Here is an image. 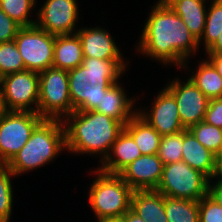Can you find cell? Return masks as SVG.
<instances>
[{
	"mask_svg": "<svg viewBox=\"0 0 222 222\" xmlns=\"http://www.w3.org/2000/svg\"><path fill=\"white\" fill-rule=\"evenodd\" d=\"M218 179L217 183H222V153L215 155V162H214V171L210 178L211 179Z\"/></svg>",
	"mask_w": 222,
	"mask_h": 222,
	"instance_id": "cell-35",
	"label": "cell"
},
{
	"mask_svg": "<svg viewBox=\"0 0 222 222\" xmlns=\"http://www.w3.org/2000/svg\"><path fill=\"white\" fill-rule=\"evenodd\" d=\"M151 111L139 110L137 114L161 136L174 135L185 130L174 95L165 87L152 104Z\"/></svg>",
	"mask_w": 222,
	"mask_h": 222,
	"instance_id": "cell-13",
	"label": "cell"
},
{
	"mask_svg": "<svg viewBox=\"0 0 222 222\" xmlns=\"http://www.w3.org/2000/svg\"><path fill=\"white\" fill-rule=\"evenodd\" d=\"M78 15L76 0H47L38 11L36 25L55 36L75 34Z\"/></svg>",
	"mask_w": 222,
	"mask_h": 222,
	"instance_id": "cell-12",
	"label": "cell"
},
{
	"mask_svg": "<svg viewBox=\"0 0 222 222\" xmlns=\"http://www.w3.org/2000/svg\"><path fill=\"white\" fill-rule=\"evenodd\" d=\"M125 222H145L141 217L134 213L131 209L123 216Z\"/></svg>",
	"mask_w": 222,
	"mask_h": 222,
	"instance_id": "cell-38",
	"label": "cell"
},
{
	"mask_svg": "<svg viewBox=\"0 0 222 222\" xmlns=\"http://www.w3.org/2000/svg\"><path fill=\"white\" fill-rule=\"evenodd\" d=\"M81 41L83 57L104 60H123L112 36L105 29L82 28L76 30Z\"/></svg>",
	"mask_w": 222,
	"mask_h": 222,
	"instance_id": "cell-15",
	"label": "cell"
},
{
	"mask_svg": "<svg viewBox=\"0 0 222 222\" xmlns=\"http://www.w3.org/2000/svg\"><path fill=\"white\" fill-rule=\"evenodd\" d=\"M134 100V98L132 100L126 97L124 89L117 82L103 94L101 104H98L94 111L103 113L125 125L138 112V110H132Z\"/></svg>",
	"mask_w": 222,
	"mask_h": 222,
	"instance_id": "cell-17",
	"label": "cell"
},
{
	"mask_svg": "<svg viewBox=\"0 0 222 222\" xmlns=\"http://www.w3.org/2000/svg\"><path fill=\"white\" fill-rule=\"evenodd\" d=\"M98 222H125L123 217H116V218H107L99 220Z\"/></svg>",
	"mask_w": 222,
	"mask_h": 222,
	"instance_id": "cell-40",
	"label": "cell"
},
{
	"mask_svg": "<svg viewBox=\"0 0 222 222\" xmlns=\"http://www.w3.org/2000/svg\"><path fill=\"white\" fill-rule=\"evenodd\" d=\"M185 82L175 79L165 87L174 95L181 123L188 129L204 120L209 99L190 79Z\"/></svg>",
	"mask_w": 222,
	"mask_h": 222,
	"instance_id": "cell-11",
	"label": "cell"
},
{
	"mask_svg": "<svg viewBox=\"0 0 222 222\" xmlns=\"http://www.w3.org/2000/svg\"><path fill=\"white\" fill-rule=\"evenodd\" d=\"M7 112L5 103H4V96H3V89L0 84V116Z\"/></svg>",
	"mask_w": 222,
	"mask_h": 222,
	"instance_id": "cell-39",
	"label": "cell"
},
{
	"mask_svg": "<svg viewBox=\"0 0 222 222\" xmlns=\"http://www.w3.org/2000/svg\"><path fill=\"white\" fill-rule=\"evenodd\" d=\"M14 41L26 70L40 73L52 67L55 35L33 25L21 27Z\"/></svg>",
	"mask_w": 222,
	"mask_h": 222,
	"instance_id": "cell-9",
	"label": "cell"
},
{
	"mask_svg": "<svg viewBox=\"0 0 222 222\" xmlns=\"http://www.w3.org/2000/svg\"><path fill=\"white\" fill-rule=\"evenodd\" d=\"M205 54H220L222 55V32L215 43L206 51Z\"/></svg>",
	"mask_w": 222,
	"mask_h": 222,
	"instance_id": "cell-37",
	"label": "cell"
},
{
	"mask_svg": "<svg viewBox=\"0 0 222 222\" xmlns=\"http://www.w3.org/2000/svg\"><path fill=\"white\" fill-rule=\"evenodd\" d=\"M82 61V45L77 33L55 36L53 67L69 71L82 65Z\"/></svg>",
	"mask_w": 222,
	"mask_h": 222,
	"instance_id": "cell-21",
	"label": "cell"
},
{
	"mask_svg": "<svg viewBox=\"0 0 222 222\" xmlns=\"http://www.w3.org/2000/svg\"><path fill=\"white\" fill-rule=\"evenodd\" d=\"M211 6L206 13L204 33L198 40V45L202 42L207 51L218 39L222 32V0H212Z\"/></svg>",
	"mask_w": 222,
	"mask_h": 222,
	"instance_id": "cell-25",
	"label": "cell"
},
{
	"mask_svg": "<svg viewBox=\"0 0 222 222\" xmlns=\"http://www.w3.org/2000/svg\"><path fill=\"white\" fill-rule=\"evenodd\" d=\"M124 60L83 57L82 65L68 71L70 99L74 111H93L103 94L122 76Z\"/></svg>",
	"mask_w": 222,
	"mask_h": 222,
	"instance_id": "cell-3",
	"label": "cell"
},
{
	"mask_svg": "<svg viewBox=\"0 0 222 222\" xmlns=\"http://www.w3.org/2000/svg\"><path fill=\"white\" fill-rule=\"evenodd\" d=\"M36 0H0V8L21 27L36 25L29 14L36 5Z\"/></svg>",
	"mask_w": 222,
	"mask_h": 222,
	"instance_id": "cell-27",
	"label": "cell"
},
{
	"mask_svg": "<svg viewBox=\"0 0 222 222\" xmlns=\"http://www.w3.org/2000/svg\"><path fill=\"white\" fill-rule=\"evenodd\" d=\"M170 8L180 16L189 31L196 37L201 38L204 33L206 20V0H164Z\"/></svg>",
	"mask_w": 222,
	"mask_h": 222,
	"instance_id": "cell-20",
	"label": "cell"
},
{
	"mask_svg": "<svg viewBox=\"0 0 222 222\" xmlns=\"http://www.w3.org/2000/svg\"><path fill=\"white\" fill-rule=\"evenodd\" d=\"M10 176H15L6 166L0 164V220H10L13 203V192Z\"/></svg>",
	"mask_w": 222,
	"mask_h": 222,
	"instance_id": "cell-30",
	"label": "cell"
},
{
	"mask_svg": "<svg viewBox=\"0 0 222 222\" xmlns=\"http://www.w3.org/2000/svg\"><path fill=\"white\" fill-rule=\"evenodd\" d=\"M200 222H222V206L208 194L199 201Z\"/></svg>",
	"mask_w": 222,
	"mask_h": 222,
	"instance_id": "cell-31",
	"label": "cell"
},
{
	"mask_svg": "<svg viewBox=\"0 0 222 222\" xmlns=\"http://www.w3.org/2000/svg\"><path fill=\"white\" fill-rule=\"evenodd\" d=\"M198 40L170 6L159 0L146 21L137 50L165 64L185 68L198 49Z\"/></svg>",
	"mask_w": 222,
	"mask_h": 222,
	"instance_id": "cell-1",
	"label": "cell"
},
{
	"mask_svg": "<svg viewBox=\"0 0 222 222\" xmlns=\"http://www.w3.org/2000/svg\"><path fill=\"white\" fill-rule=\"evenodd\" d=\"M0 222H9V220H0Z\"/></svg>",
	"mask_w": 222,
	"mask_h": 222,
	"instance_id": "cell-41",
	"label": "cell"
},
{
	"mask_svg": "<svg viewBox=\"0 0 222 222\" xmlns=\"http://www.w3.org/2000/svg\"><path fill=\"white\" fill-rule=\"evenodd\" d=\"M189 79L210 99L222 98V77L207 59L200 62Z\"/></svg>",
	"mask_w": 222,
	"mask_h": 222,
	"instance_id": "cell-23",
	"label": "cell"
},
{
	"mask_svg": "<svg viewBox=\"0 0 222 222\" xmlns=\"http://www.w3.org/2000/svg\"><path fill=\"white\" fill-rule=\"evenodd\" d=\"M141 155L133 137L124 129L113 143L110 154L103 160L99 170L108 174H119Z\"/></svg>",
	"mask_w": 222,
	"mask_h": 222,
	"instance_id": "cell-16",
	"label": "cell"
},
{
	"mask_svg": "<svg viewBox=\"0 0 222 222\" xmlns=\"http://www.w3.org/2000/svg\"><path fill=\"white\" fill-rule=\"evenodd\" d=\"M89 190V204L97 220L123 217L131 206L133 189L118 175L96 170Z\"/></svg>",
	"mask_w": 222,
	"mask_h": 222,
	"instance_id": "cell-5",
	"label": "cell"
},
{
	"mask_svg": "<svg viewBox=\"0 0 222 222\" xmlns=\"http://www.w3.org/2000/svg\"><path fill=\"white\" fill-rule=\"evenodd\" d=\"M66 149L63 120L43 119L6 166L16 176L48 164Z\"/></svg>",
	"mask_w": 222,
	"mask_h": 222,
	"instance_id": "cell-4",
	"label": "cell"
},
{
	"mask_svg": "<svg viewBox=\"0 0 222 222\" xmlns=\"http://www.w3.org/2000/svg\"><path fill=\"white\" fill-rule=\"evenodd\" d=\"M182 161L210 180L215 154L204 147L188 129L183 130Z\"/></svg>",
	"mask_w": 222,
	"mask_h": 222,
	"instance_id": "cell-19",
	"label": "cell"
},
{
	"mask_svg": "<svg viewBox=\"0 0 222 222\" xmlns=\"http://www.w3.org/2000/svg\"><path fill=\"white\" fill-rule=\"evenodd\" d=\"M25 65L15 41L0 43V75L24 71Z\"/></svg>",
	"mask_w": 222,
	"mask_h": 222,
	"instance_id": "cell-28",
	"label": "cell"
},
{
	"mask_svg": "<svg viewBox=\"0 0 222 222\" xmlns=\"http://www.w3.org/2000/svg\"><path fill=\"white\" fill-rule=\"evenodd\" d=\"M73 112L68 71L52 66L40 72L37 113L43 119L64 120Z\"/></svg>",
	"mask_w": 222,
	"mask_h": 222,
	"instance_id": "cell-6",
	"label": "cell"
},
{
	"mask_svg": "<svg viewBox=\"0 0 222 222\" xmlns=\"http://www.w3.org/2000/svg\"><path fill=\"white\" fill-rule=\"evenodd\" d=\"M203 121L222 129V98L209 100Z\"/></svg>",
	"mask_w": 222,
	"mask_h": 222,
	"instance_id": "cell-33",
	"label": "cell"
},
{
	"mask_svg": "<svg viewBox=\"0 0 222 222\" xmlns=\"http://www.w3.org/2000/svg\"><path fill=\"white\" fill-rule=\"evenodd\" d=\"M43 120L36 112L7 111L0 116V164L6 165Z\"/></svg>",
	"mask_w": 222,
	"mask_h": 222,
	"instance_id": "cell-8",
	"label": "cell"
},
{
	"mask_svg": "<svg viewBox=\"0 0 222 222\" xmlns=\"http://www.w3.org/2000/svg\"><path fill=\"white\" fill-rule=\"evenodd\" d=\"M164 164L154 155H141L126 166L118 175L133 190L157 189Z\"/></svg>",
	"mask_w": 222,
	"mask_h": 222,
	"instance_id": "cell-14",
	"label": "cell"
},
{
	"mask_svg": "<svg viewBox=\"0 0 222 222\" xmlns=\"http://www.w3.org/2000/svg\"><path fill=\"white\" fill-rule=\"evenodd\" d=\"M124 129L133 137L142 155L158 154L162 136L138 114L124 125Z\"/></svg>",
	"mask_w": 222,
	"mask_h": 222,
	"instance_id": "cell-22",
	"label": "cell"
},
{
	"mask_svg": "<svg viewBox=\"0 0 222 222\" xmlns=\"http://www.w3.org/2000/svg\"><path fill=\"white\" fill-rule=\"evenodd\" d=\"M188 130L193 136L212 153L219 154L222 143V129L204 121L192 125Z\"/></svg>",
	"mask_w": 222,
	"mask_h": 222,
	"instance_id": "cell-26",
	"label": "cell"
},
{
	"mask_svg": "<svg viewBox=\"0 0 222 222\" xmlns=\"http://www.w3.org/2000/svg\"><path fill=\"white\" fill-rule=\"evenodd\" d=\"M183 131L174 135L162 136L158 157L161 162L171 164L182 161Z\"/></svg>",
	"mask_w": 222,
	"mask_h": 222,
	"instance_id": "cell-29",
	"label": "cell"
},
{
	"mask_svg": "<svg viewBox=\"0 0 222 222\" xmlns=\"http://www.w3.org/2000/svg\"><path fill=\"white\" fill-rule=\"evenodd\" d=\"M63 120L66 150L76 154H101V162L110 154L124 125L97 111H74Z\"/></svg>",
	"mask_w": 222,
	"mask_h": 222,
	"instance_id": "cell-2",
	"label": "cell"
},
{
	"mask_svg": "<svg viewBox=\"0 0 222 222\" xmlns=\"http://www.w3.org/2000/svg\"><path fill=\"white\" fill-rule=\"evenodd\" d=\"M130 209L145 222H168L164 195L156 189L133 190Z\"/></svg>",
	"mask_w": 222,
	"mask_h": 222,
	"instance_id": "cell-18",
	"label": "cell"
},
{
	"mask_svg": "<svg viewBox=\"0 0 222 222\" xmlns=\"http://www.w3.org/2000/svg\"><path fill=\"white\" fill-rule=\"evenodd\" d=\"M168 222H200L199 201L164 196Z\"/></svg>",
	"mask_w": 222,
	"mask_h": 222,
	"instance_id": "cell-24",
	"label": "cell"
},
{
	"mask_svg": "<svg viewBox=\"0 0 222 222\" xmlns=\"http://www.w3.org/2000/svg\"><path fill=\"white\" fill-rule=\"evenodd\" d=\"M21 26L0 8V43L15 39Z\"/></svg>",
	"mask_w": 222,
	"mask_h": 222,
	"instance_id": "cell-32",
	"label": "cell"
},
{
	"mask_svg": "<svg viewBox=\"0 0 222 222\" xmlns=\"http://www.w3.org/2000/svg\"><path fill=\"white\" fill-rule=\"evenodd\" d=\"M1 87L7 111L37 113L39 73L24 70L5 75L2 77ZM32 105L36 108H32Z\"/></svg>",
	"mask_w": 222,
	"mask_h": 222,
	"instance_id": "cell-10",
	"label": "cell"
},
{
	"mask_svg": "<svg viewBox=\"0 0 222 222\" xmlns=\"http://www.w3.org/2000/svg\"><path fill=\"white\" fill-rule=\"evenodd\" d=\"M209 179L183 161L165 164L157 191L171 198L200 201L208 194Z\"/></svg>",
	"mask_w": 222,
	"mask_h": 222,
	"instance_id": "cell-7",
	"label": "cell"
},
{
	"mask_svg": "<svg viewBox=\"0 0 222 222\" xmlns=\"http://www.w3.org/2000/svg\"><path fill=\"white\" fill-rule=\"evenodd\" d=\"M207 59L213 64L217 72L222 77V55L220 54H207Z\"/></svg>",
	"mask_w": 222,
	"mask_h": 222,
	"instance_id": "cell-36",
	"label": "cell"
},
{
	"mask_svg": "<svg viewBox=\"0 0 222 222\" xmlns=\"http://www.w3.org/2000/svg\"><path fill=\"white\" fill-rule=\"evenodd\" d=\"M210 180L208 183V195L215 200L219 205L222 206V183L210 184Z\"/></svg>",
	"mask_w": 222,
	"mask_h": 222,
	"instance_id": "cell-34",
	"label": "cell"
}]
</instances>
